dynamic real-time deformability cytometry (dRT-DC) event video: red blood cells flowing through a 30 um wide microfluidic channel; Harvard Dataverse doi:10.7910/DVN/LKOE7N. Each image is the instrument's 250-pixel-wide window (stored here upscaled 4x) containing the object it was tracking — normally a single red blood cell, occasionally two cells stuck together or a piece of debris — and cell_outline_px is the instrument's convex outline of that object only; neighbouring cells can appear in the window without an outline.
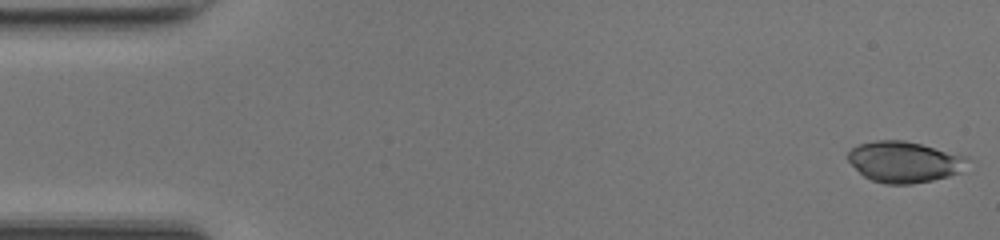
{"species": "common noctule bat (a hibernating species)", "species_latin": "Nyctalus noctula", "temperature_condition": "room temperature", "stored_images_in_passage": 49, "camera_frame_rate_fps": 3000, "um_per_image_px": 0.085, "animal": {"sex": "female", "body_mass_g": 17.0, "forearm_length_mm": 48.0}, "frame": {"image": 1, "passage_image": 1, "time_ms": 0.0, "image_size_px": [1000, 240], "cell_outline_px": [[968, 160], [960, 172], [948, 176], [932, 180], [912, 184], [884, 184], [872, 180], [864, 176], [848, 160], [848, 152], [852, 148], [860, 144], [876, 140], [904, 140], [968, 156]], "centroid_in_image_um": [76.86, 13.76], "position_along_channel_um": 8.1, "area_um2": 28.32}}
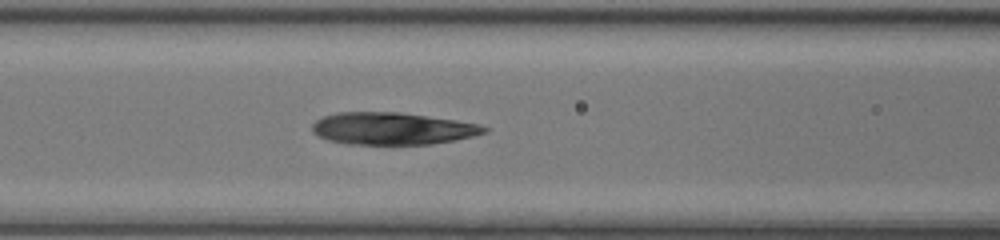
{"frame": {"image": 2, "passage_image": 20, "time_ms": 6.333, "image_size_px": [1000, 240], "cell_outline_px": [[488, 132], [456, 140], [432, 144], [348, 144], [328, 140], [312, 132], [312, 124], [316, 120], [324, 116], [336, 112], [400, 112], [456, 120], [480, 124], [488, 128]], "centroid_in_image_um": [33.36, 10.92], "position_along_channel_um": 133.2, "area_um2": 32.31}}
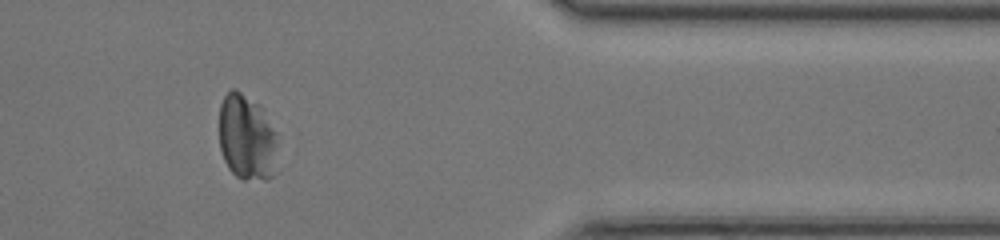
{"frame": {"image": 3, "passage_image": 40, "time_ms": 13.0, "image_size_px": [1000, 240], "cell_outline_px": [[276, 172], [268, 180], [244, 180], [236, 176], [228, 168], [224, 160], [220, 148], [220, 104], [224, 96], [232, 88], [236, 88], [260, 104], [276, 132]], "centroid_in_image_um": [20.99, 11.7], "position_along_channel_um": 390.4, "area_um2": 29.77}}